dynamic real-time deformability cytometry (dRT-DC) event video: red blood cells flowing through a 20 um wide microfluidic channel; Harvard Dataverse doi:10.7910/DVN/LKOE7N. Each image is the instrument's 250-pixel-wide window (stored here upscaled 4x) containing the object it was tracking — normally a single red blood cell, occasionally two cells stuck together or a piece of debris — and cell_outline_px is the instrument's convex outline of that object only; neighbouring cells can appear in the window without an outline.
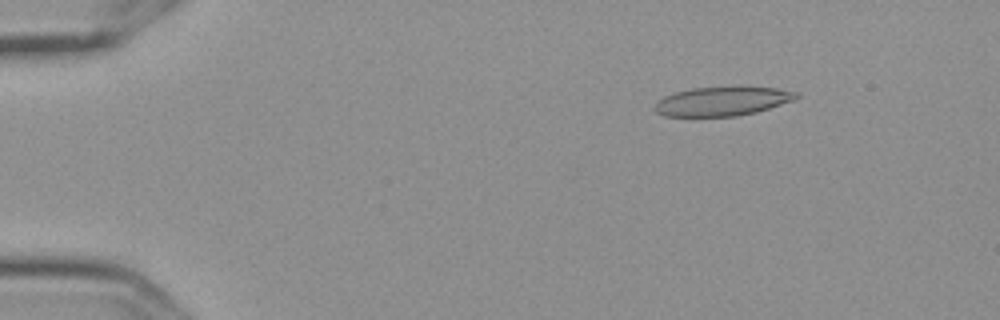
{"species": "Egyptian fruit bat (a non-hibernating species)", "species_latin": "Rousettus aegyptiacus", "temperature_condition": "cold", "stored_images_in_passage": 7, "camera_frame_rate_fps": 3000, "um_per_image_px": 0.085, "frame": {"image": 1, "passage_image": 3, "time_ms": 0.667, "image_size_px": [1000, 320], "cell_outline_px": [[800, 96], [796, 100], [756, 112], [736, 116], [664, 116], [656, 112], [656, 104], [664, 96], [676, 92], [692, 88], [776, 88], [800, 92]], "centroid_in_image_um": [61.45, 8.62], "position_along_channel_um": 23.5, "area_um2": 23.52}}
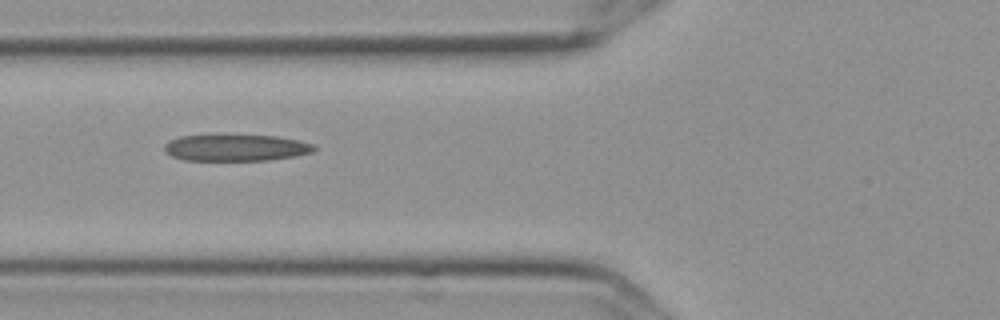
{"frame": {"image": 2, "passage_image": 7, "time_ms": 2.0, "image_size_px": [1000, 320], "cell_outline_px": [[316, 148], [312, 152], [296, 156], [268, 160], [184, 160], [172, 156], [164, 152], [164, 144], [168, 140], [180, 136], [276, 136], [300, 140], [316, 144]], "centroid_in_image_um": [20.07, 12.56], "position_along_channel_um": 105.7, "area_um2": 23.06}}